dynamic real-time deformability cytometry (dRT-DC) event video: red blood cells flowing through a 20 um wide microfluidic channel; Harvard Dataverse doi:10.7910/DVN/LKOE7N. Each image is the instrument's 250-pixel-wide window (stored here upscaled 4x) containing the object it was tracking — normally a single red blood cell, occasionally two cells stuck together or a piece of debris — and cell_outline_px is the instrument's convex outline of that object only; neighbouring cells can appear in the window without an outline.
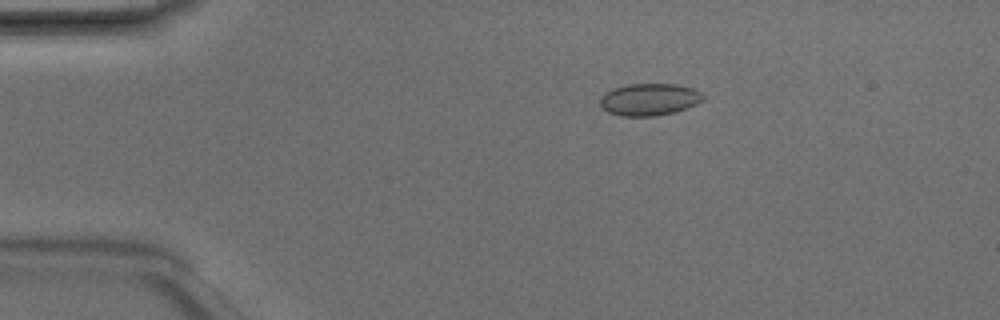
{"species": "Egyptian fruit bat (a non-hibernating species)", "species_latin": "Rousettus aegyptiacus", "temperature_condition": "room temperature", "stored_images_in_passage": 5, "camera_frame_rate_fps": 3000, "um_per_image_px": 0.085, "animal": {"sex": "male"}, "frame": {"image": 1, "passage_image": 2, "time_ms": 0.333, "image_size_px": [1000, 320], "cell_outline_px": [[704, 100], [688, 108], [656, 116], [620, 116], [608, 112], [600, 108], [600, 96], [616, 88], [628, 84], [676, 84], [692, 88], [700, 92], [704, 96]], "centroid_in_image_um": [55.19, 8.46], "position_along_channel_um": 29.8, "area_um2": 19.25}}
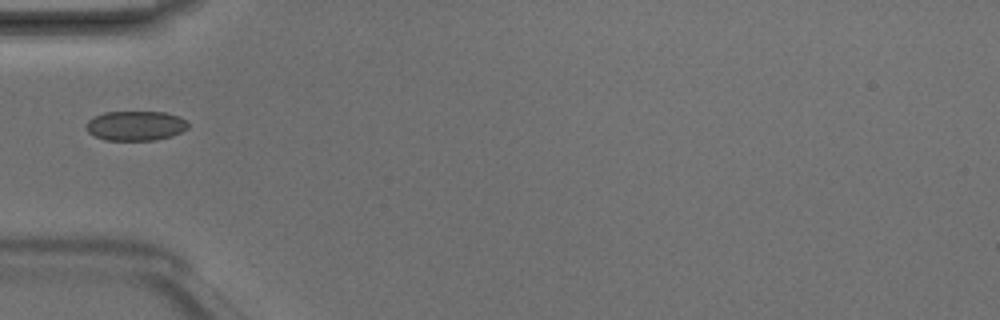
{"frame": {"image": 2, "passage_image": 4, "time_ms": 1.0, "image_size_px": [1000, 320], "cell_outline_px": [[188, 128], [172, 136], [152, 140], [104, 140], [88, 132], [88, 120], [92, 116], [104, 112], [164, 112], [180, 116], [188, 124]], "centroid_in_image_um": [11.53, 10.68], "position_along_channel_um": 73.5, "area_um2": 17.51}}